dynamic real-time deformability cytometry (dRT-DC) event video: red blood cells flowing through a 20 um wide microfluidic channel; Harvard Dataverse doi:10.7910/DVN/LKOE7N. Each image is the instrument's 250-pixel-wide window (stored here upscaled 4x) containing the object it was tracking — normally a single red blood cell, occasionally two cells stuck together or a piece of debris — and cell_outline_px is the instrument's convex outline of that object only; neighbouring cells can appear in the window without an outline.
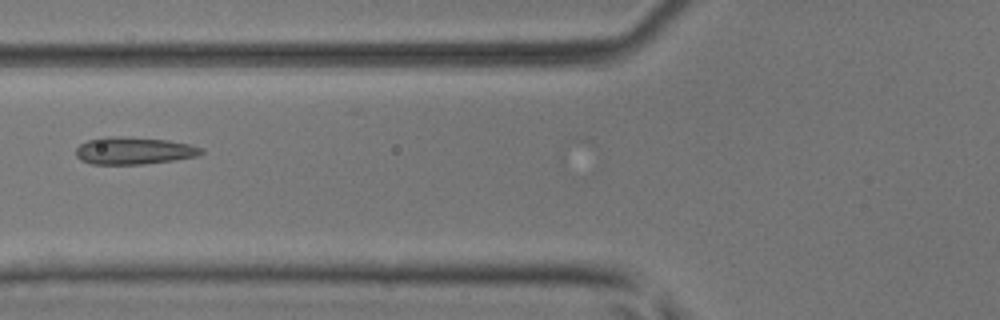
{"species": "common noctule bat (a hibernating species)", "species_latin": "Nyctalus noctula", "temperature_condition": "room temperature", "stored_images_in_passage": 8, "camera_frame_rate_fps": 3000, "um_per_image_px": 0.085, "animal": {"sex": "male", "body_mass_g": 17.9, "forearm_length_mm": 54.2}, "frame": {"image": 1, "passage_image": 7, "time_ms": 2.0, "image_size_px": [1000, 320], "cell_outline_px": [[204, 152], [196, 156], [172, 160], [144, 164], [92, 164], [80, 160], [76, 156], [76, 148], [80, 144], [88, 140], [104, 136], [120, 136], [168, 140], [188, 144], [204, 148]], "centroid_in_image_um": [11.35, 12.8], "position_along_channel_um": 114.5, "area_um2": 19.94}}
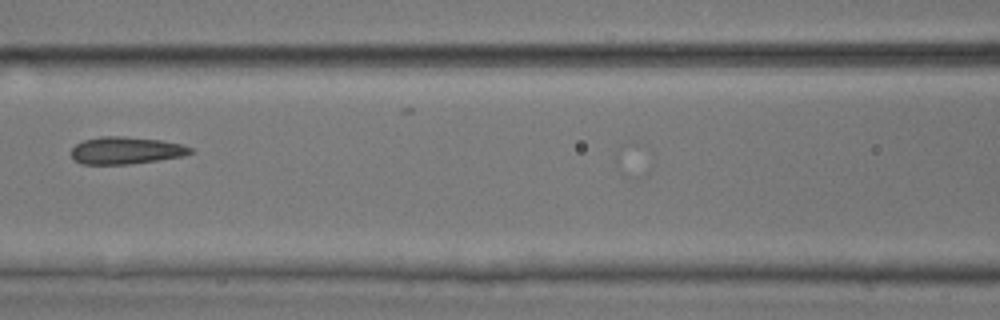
{"frame": {"image": 2, "passage_image": 8, "time_ms": 2.333, "image_size_px": [1000, 320], "cell_outline_px": [[196, 152], [184, 156], [132, 164], [80, 164], [72, 160], [72, 148], [76, 144], [84, 140], [100, 136], [124, 136], [160, 140], [184, 144], [192, 148]], "centroid_in_image_um": [10.73, 12.79], "position_along_channel_um": 155.9, "area_um2": 19.19}}